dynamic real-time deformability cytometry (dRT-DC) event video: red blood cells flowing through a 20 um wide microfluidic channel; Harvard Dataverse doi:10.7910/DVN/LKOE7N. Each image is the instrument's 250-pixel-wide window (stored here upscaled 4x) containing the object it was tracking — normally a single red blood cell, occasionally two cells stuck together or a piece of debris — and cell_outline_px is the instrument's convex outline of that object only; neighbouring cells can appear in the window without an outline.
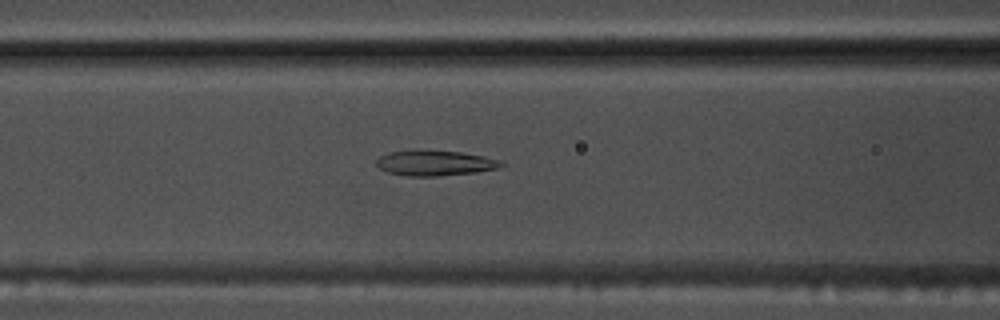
{"species": "common noctule bat (a hibernating species)", "species_latin": "Nyctalus noctula", "temperature_condition": "warm", "stored_images_in_passage": 45, "camera_frame_rate_fps": 3000, "um_per_image_px": 0.085, "animal": {"sex": "male", "body_mass_g": 17.5, "forearm_length_mm": 52.3}, "frame": {"image": 1, "passage_image": 15, "time_ms": 4.667, "image_size_px": [1000, 320], "cell_outline_px": [[504, 164], [496, 168], [476, 172], [440, 176], [404, 176], [388, 172], [380, 168], [376, 164], [376, 160], [380, 156], [388, 152], [424, 148], [460, 152], [484, 156], [500, 160]], "centroid_in_image_um": [36.92, 13.83], "position_along_channel_um": 129.7, "area_um2": 18.79}}
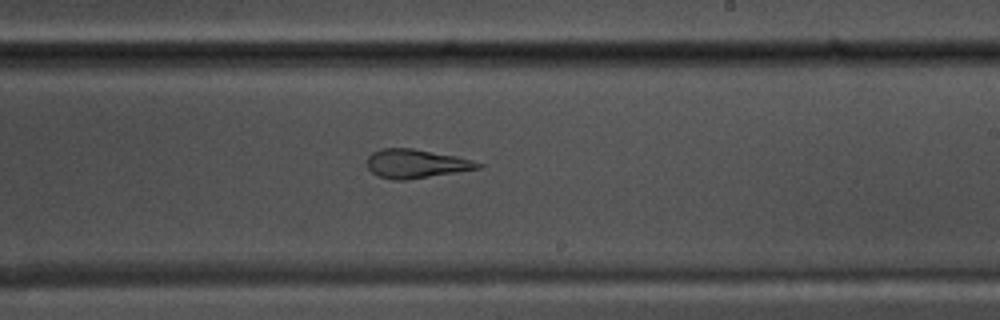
{"frame": {"image": 2, "passage_image": 25, "time_ms": 8.0, "image_size_px": [1000, 320], "cell_outline_px": [[484, 164], [480, 168], [408, 180], [396, 180], [380, 176], [372, 172], [368, 168], [368, 156], [372, 152], [380, 148], [412, 148], [456, 156], [472, 160]], "centroid_in_image_um": [35.36, 13.9], "position_along_channel_um": 253.6, "area_um2": 18.5}}
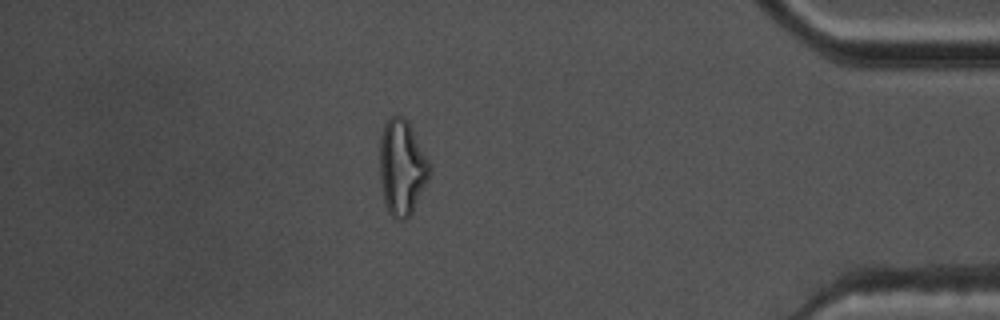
{"frame": {"image": 3, "passage_image": 40, "time_ms": 13.0, "image_size_px": [1000, 320], "cell_outline_px": [[432, 172], [412, 212], [404, 220], [396, 220], [388, 212], [384, 204], [380, 180], [380, 136], [384, 124], [392, 116], [404, 116], [408, 120], [432, 164]], "centroid_in_image_um": [34.18, 14.22], "position_along_channel_um": 401.0, "area_um2": 28.21}, "authors_computed_cell_mechanics": {"area_um2": 19.5364, "velocity_mm_per_s": 3.7326, "shape_relaxation_time_tau1_ms": null, "shape_relaxation_time_tau2_ms": 1.6232, "deformation_change_tau1": null, "deformation_change_tau2": 0.0939}}